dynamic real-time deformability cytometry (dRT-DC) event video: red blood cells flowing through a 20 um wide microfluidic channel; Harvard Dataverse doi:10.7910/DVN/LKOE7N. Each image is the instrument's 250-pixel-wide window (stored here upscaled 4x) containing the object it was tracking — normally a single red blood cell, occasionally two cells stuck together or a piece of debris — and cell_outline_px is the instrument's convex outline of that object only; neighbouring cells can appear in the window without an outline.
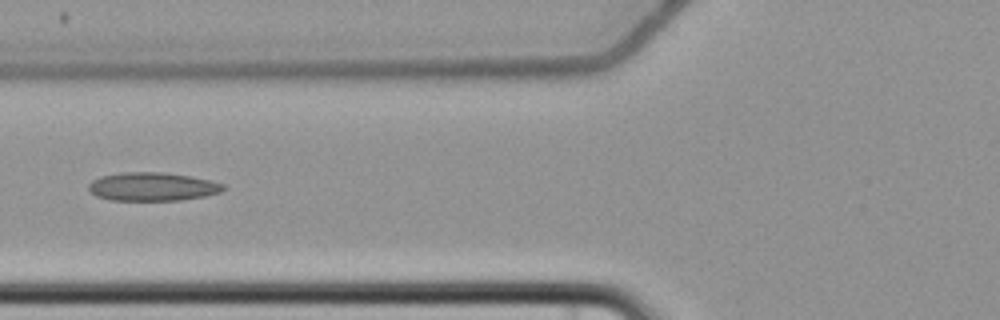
{"species": "common noctule bat (a hibernating species)", "species_latin": "Nyctalus noctula", "temperature_condition": "cold", "stored_images_in_passage": 7, "camera_frame_rate_fps": 3000, "um_per_image_px": 0.085, "animal": {"sex": "female", "body_mass_g": 22.7, "forearm_length_mm": 54.2}, "frame": {"image": 1, "passage_image": 5, "time_ms": 5.667, "image_size_px": [1000, 320], "cell_outline_px": [[228, 188], [220, 192], [204, 196], [180, 200], [112, 200], [96, 196], [88, 188], [88, 184], [92, 180], [100, 176], [120, 172], [164, 172], [188, 176], [208, 180], [224, 184]], "centroid_in_image_um": [12.94, 15.86], "position_along_channel_um": 112.9, "area_um2": 22.31}}
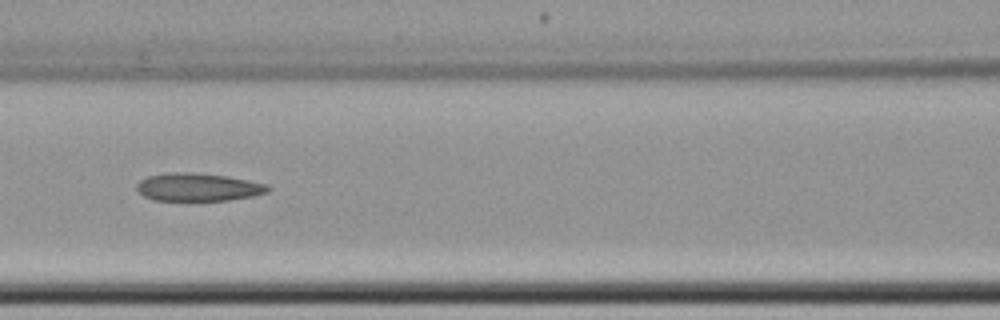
{"frame": {"image": 2, "passage_image": 6, "time_ms": 6.667, "image_size_px": [1000, 320], "cell_outline_px": [[272, 188], [268, 192], [252, 196], [228, 200], [152, 200], [144, 196], [136, 188], [136, 184], [140, 180], [148, 176], [172, 172], [192, 172], [224, 176], [248, 180], [268, 184]], "centroid_in_image_um": [16.84, 15.9], "position_along_channel_um": 149.8, "area_um2": 21.27}}
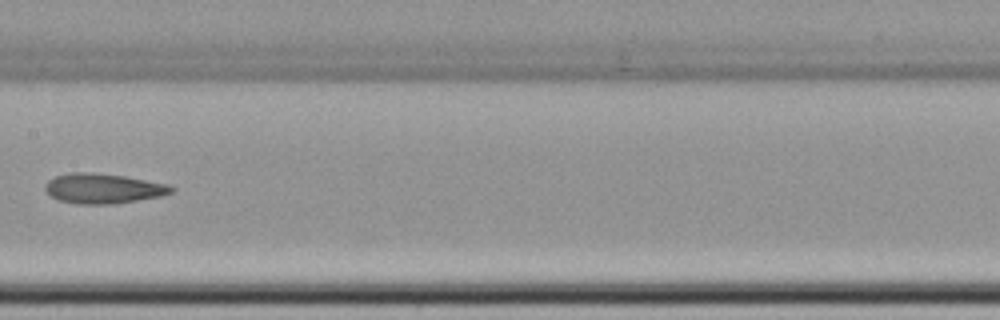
{"frame": {"image": 3, "passage_image": 7, "time_ms": 8.0, "image_size_px": [1000, 320], "cell_outline_px": [[176, 188], [172, 192], [164, 196], [112, 204], [80, 204], [56, 200], [44, 188], [44, 184], [48, 180], [56, 176], [72, 172], [92, 172], [124, 176], [168, 184]], "centroid_in_image_um": [8.78, 16.02], "position_along_channel_um": 198.6, "area_um2": 22.14}}